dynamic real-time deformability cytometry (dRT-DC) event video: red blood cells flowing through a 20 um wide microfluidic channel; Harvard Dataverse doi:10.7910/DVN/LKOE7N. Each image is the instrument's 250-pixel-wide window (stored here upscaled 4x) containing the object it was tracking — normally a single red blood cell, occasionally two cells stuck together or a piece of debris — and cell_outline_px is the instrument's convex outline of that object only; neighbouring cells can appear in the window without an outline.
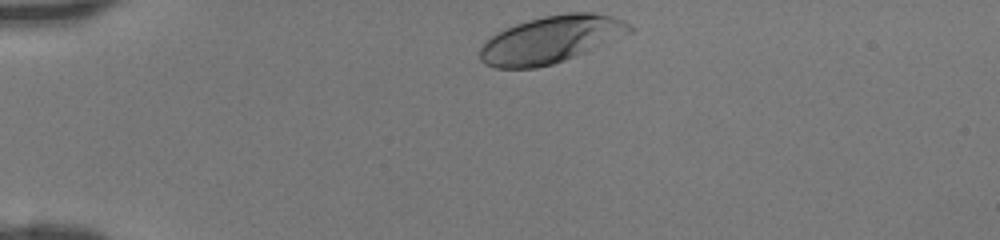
{"species": "human", "species_latin": "Homo sapiens", "temperature_condition": "room temperature", "stored_images_in_passage": 30, "camera_frame_rate_fps": 3000, "um_per_image_px": 0.085, "donor": {"sex": "female"}, "frame": {"image": 1, "passage_image": 1, "time_ms": 0.0, "image_size_px": [1000, 240], "cell_outline_px": [[636, 28], [632, 32], [576, 56], [552, 64], [536, 68], [496, 68], [484, 64], [480, 60], [480, 48], [484, 40], [496, 32], [504, 28], [528, 20], [544, 16], [568, 12], [592, 12], [612, 16], [632, 24]], "centroid_in_image_um": [46.82, 3.35], "position_along_channel_um": 38.2, "area_um2": 41.33}}
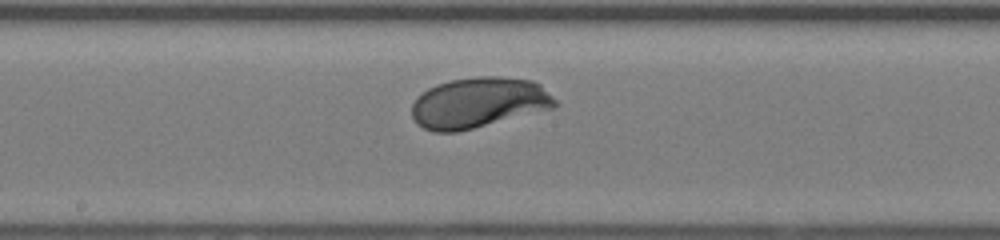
{"frame": {"image": 2, "passage_image": 16, "time_ms": 5.0, "image_size_px": [1000, 240], "cell_outline_px": [[560, 104], [552, 108], [456, 132], [432, 132], [416, 124], [412, 116], [412, 104], [416, 96], [428, 88], [436, 84], [452, 80], [476, 76], [500, 76], [532, 80], [540, 84]], "centroid_in_image_um": [40.65, 8.72], "position_along_channel_um": 207.6, "area_um2": 42.14}}
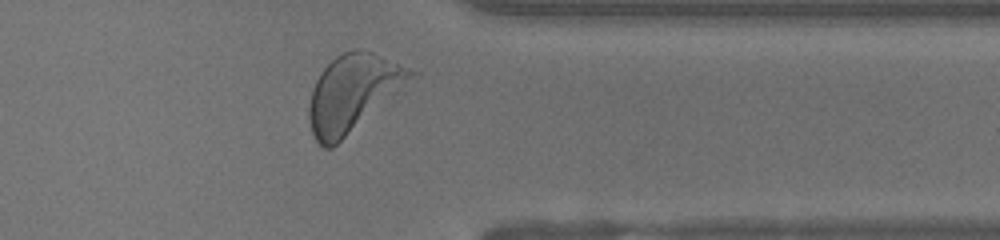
{"frame": {"image": 3, "passage_image": 28, "time_ms": 9.0, "image_size_px": [1000, 240], "cell_outline_px": [[420, 72], [404, 92], [332, 148], [324, 148], [316, 140], [312, 132], [308, 116], [308, 108], [312, 88], [320, 72], [336, 56], [352, 48], [360, 48], [372, 52]], "centroid_in_image_um": [30.08, 7.91], "position_along_channel_um": 381.3, "area_um2": 46.82}}